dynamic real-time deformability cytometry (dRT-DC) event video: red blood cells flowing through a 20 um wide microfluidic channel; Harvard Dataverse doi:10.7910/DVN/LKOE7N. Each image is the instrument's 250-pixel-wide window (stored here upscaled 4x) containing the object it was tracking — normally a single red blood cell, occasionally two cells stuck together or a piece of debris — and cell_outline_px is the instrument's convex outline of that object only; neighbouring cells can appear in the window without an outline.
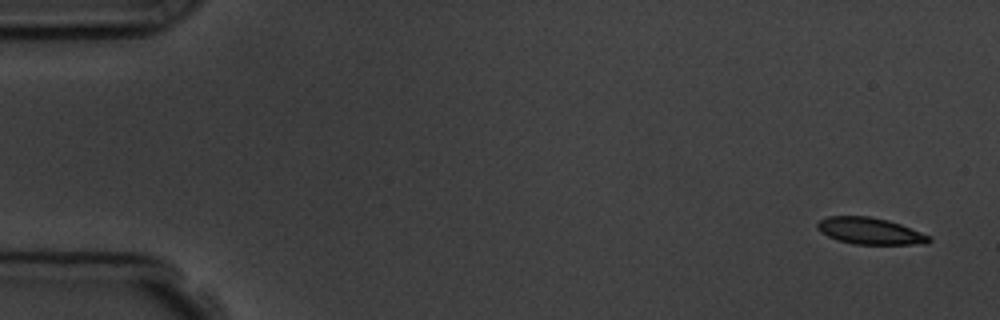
{"species": "common noctule bat (a hibernating species)", "species_latin": "Nyctalus noctula", "temperature_condition": "room temperature", "stored_images_in_passage": 4, "camera_frame_rate_fps": 3000, "um_per_image_px": 0.085, "animal": {"sex": "male", "body_mass_g": 19.5, "forearm_length_mm": 54.6}, "frame": {"image": 1, "passage_image": 1, "time_ms": 0.0, "image_size_px": [1000, 320], "cell_outline_px": [[932, 240], [928, 244], [852, 244], [836, 240], [820, 232], [816, 228], [816, 224], [820, 220], [828, 216], [868, 216], [888, 220], [900, 224], [932, 236]], "centroid_in_image_um": [73.95, 19.64], "position_along_channel_um": 11.0, "area_um2": 17.51}}
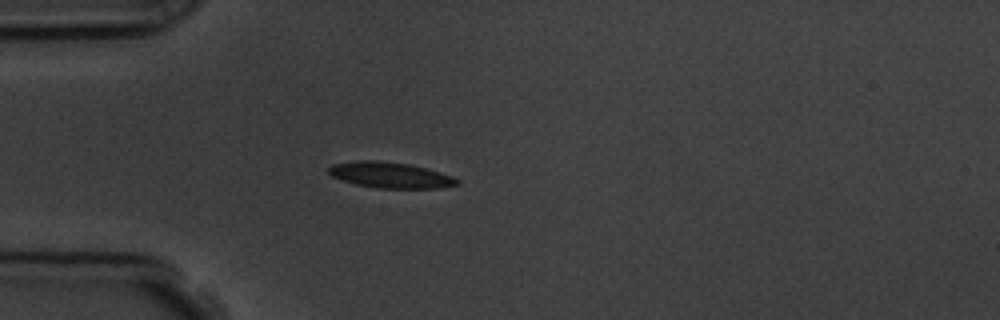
{"frame": {"image": 2, "passage_image": 4, "time_ms": 4.333, "image_size_px": [1000, 320], "cell_outline_px": [[460, 184], [436, 188], [380, 188], [356, 184], [332, 176], [328, 172], [328, 168], [332, 164], [356, 160], [372, 160], [408, 164], [440, 172], [452, 176], [460, 180]], "centroid_in_image_um": [33.17, 14.88], "position_along_channel_um": 51.8, "area_um2": 19.07}}